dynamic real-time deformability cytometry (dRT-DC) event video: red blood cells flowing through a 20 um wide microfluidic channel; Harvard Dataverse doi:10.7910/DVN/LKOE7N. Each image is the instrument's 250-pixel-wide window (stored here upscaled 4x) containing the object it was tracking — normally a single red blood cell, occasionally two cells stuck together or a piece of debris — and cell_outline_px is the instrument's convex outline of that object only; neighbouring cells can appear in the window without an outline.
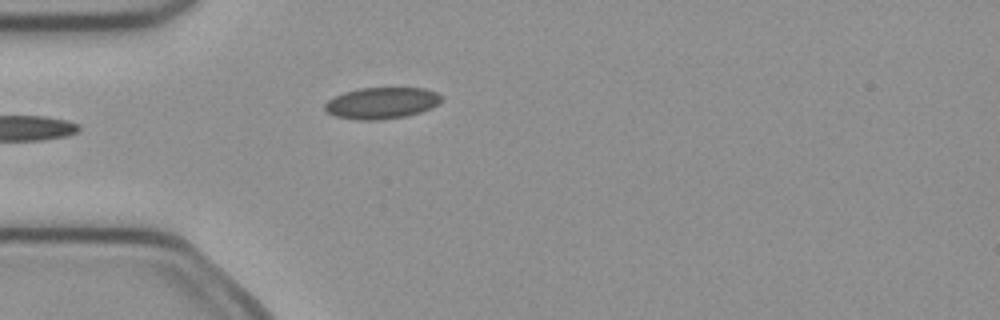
{"species": "common noctule bat (a hibernating species)", "species_latin": "Nyctalus noctula", "temperature_condition": "cold", "stored_images_in_passage": 3, "camera_frame_rate_fps": 3000, "um_per_image_px": 0.085, "animal": {"sex": "female", "body_mass_g": 21.9}, "frame": {"image": 1, "passage_image": 3, "time_ms": 0.667, "image_size_px": [1000, 320], "cell_outline_px": [[440, 104], [432, 108], [420, 112], [404, 116], [380, 120], [360, 120], [336, 116], [328, 112], [324, 108], [324, 104], [328, 100], [344, 92], [360, 88], [424, 88], [436, 92], [440, 96]], "centroid_in_image_um": [32.45, 8.76], "position_along_channel_um": 52.6, "area_um2": 21.21}}